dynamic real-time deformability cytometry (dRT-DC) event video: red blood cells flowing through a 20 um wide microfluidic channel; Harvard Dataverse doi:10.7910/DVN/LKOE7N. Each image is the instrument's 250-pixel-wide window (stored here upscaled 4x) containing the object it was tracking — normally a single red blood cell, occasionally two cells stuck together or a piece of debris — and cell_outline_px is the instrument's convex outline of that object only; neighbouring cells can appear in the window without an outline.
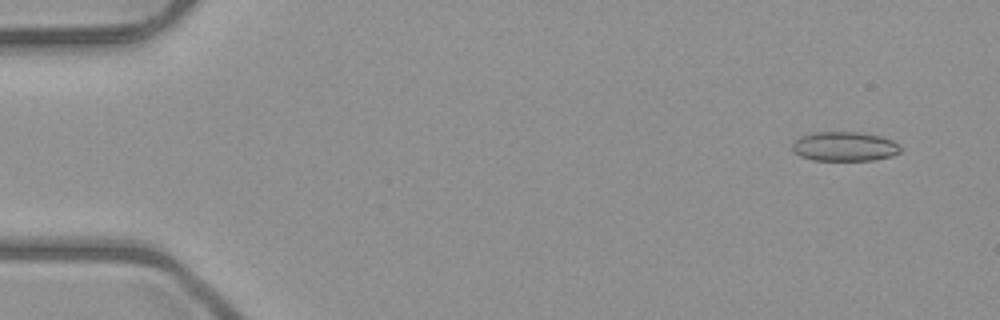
{"species": "common noctule bat (a hibernating species)", "species_latin": "Nyctalus noctula", "temperature_condition": "room temperature", "stored_images_in_passage": 7, "camera_frame_rate_fps": 3000, "um_per_image_px": 0.085, "animal": {"sex": "male", "body_mass_g": 23.1, "forearm_length_mm": 52.7}, "frame": {"image": 1, "passage_image": 2, "time_ms": 1.0, "image_size_px": [1000, 320], "cell_outline_px": [[900, 152], [892, 156], [872, 160], [812, 160], [800, 156], [792, 148], [792, 144], [800, 136], [812, 132], [860, 132], [880, 136], [892, 140], [900, 148]], "centroid_in_image_um": [71.76, 12.44], "position_along_channel_um": 13.2, "area_um2": 18.44}}
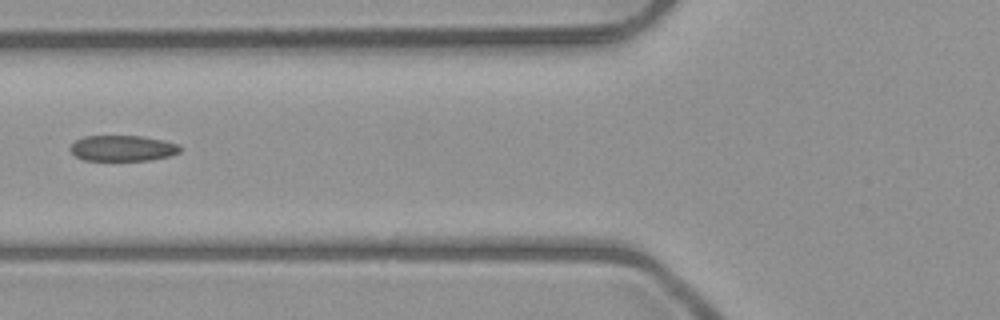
{"frame": {"image": 2, "passage_image": 6, "time_ms": 6.667, "image_size_px": [1000, 320], "cell_outline_px": [[180, 152], [168, 156], [152, 160], [84, 160], [76, 156], [68, 148], [76, 140], [84, 136], [140, 136], [164, 140], [176, 144], [180, 148]], "centroid_in_image_um": [10.4, 12.6], "position_along_channel_um": 115.4, "area_um2": 16.36}}
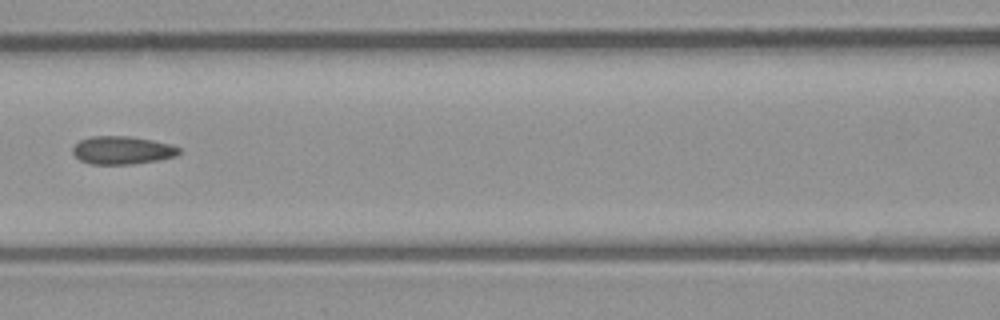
{"frame": {"image": 3, "passage_image": 7, "time_ms": 7.667, "image_size_px": [1000, 320], "cell_outline_px": [[180, 152], [176, 156], [156, 160], [132, 164], [92, 164], [80, 160], [72, 152], [72, 148], [80, 140], [92, 136], [128, 136], [152, 140], [168, 144], [180, 148]], "centroid_in_image_um": [10.37, 12.77], "position_along_channel_um": 156.2, "area_um2": 17.17}}